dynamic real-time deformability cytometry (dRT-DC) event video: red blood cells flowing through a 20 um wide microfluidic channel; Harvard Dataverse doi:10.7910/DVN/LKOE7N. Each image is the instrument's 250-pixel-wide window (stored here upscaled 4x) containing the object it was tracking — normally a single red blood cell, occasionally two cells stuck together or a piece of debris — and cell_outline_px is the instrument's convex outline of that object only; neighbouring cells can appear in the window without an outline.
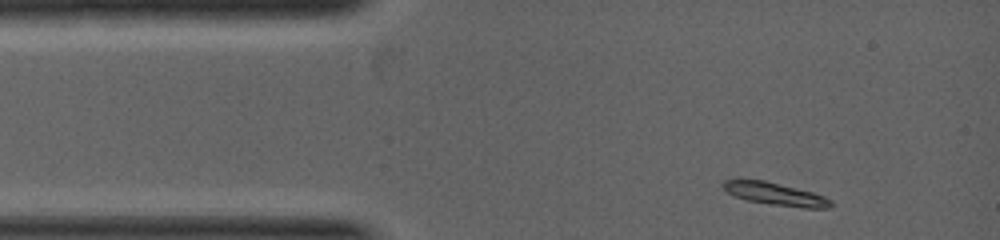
{"species": "common noctule bat (a hibernating species)", "species_latin": "Nyctalus noctula", "temperature_condition": "warm", "stored_images_in_passage": 8, "camera_frame_rate_fps": 5000, "um_per_image_px": 0.085, "animal": {"sex": "female", "body_mass_g": 19.0, "forearm_length_mm": 53.3}, "frame": {"image": 1, "passage_image": 1, "time_ms": 0.0, "image_size_px": [1000, 240], "cell_outline_px": [[832, 204], [828, 208], [804, 208], [772, 204], [748, 200], [736, 196], [728, 192], [720, 184], [724, 180], [764, 180], [812, 192], [824, 196], [832, 200]], "centroid_in_image_um": [65.92, 16.49], "position_along_channel_um": 19.1, "area_um2": 13.87}}
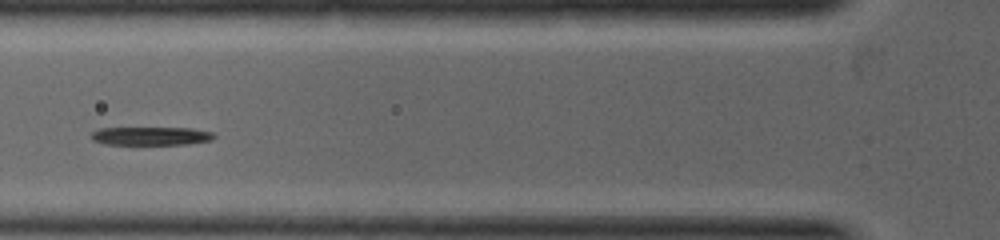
{"frame": {"image": 2, "passage_image": 6, "time_ms": 1.8, "image_size_px": [1000, 240], "cell_outline_px": [[216, 136], [212, 140], [188, 144], [104, 144], [92, 140], [88, 136], [92, 132], [100, 128], [192, 128], [212, 132]], "centroid_in_image_um": [12.81, 11.56], "position_along_channel_um": 113.0, "area_um2": 13.18}}
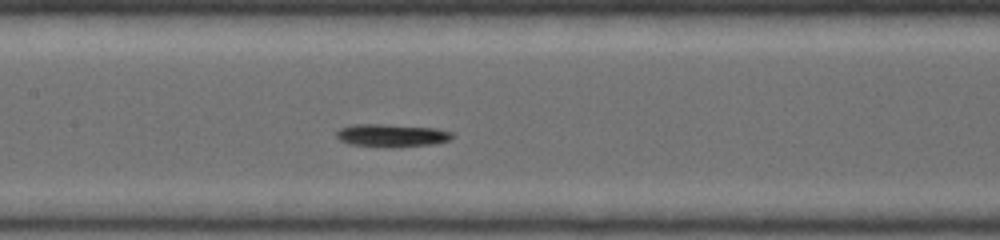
{"frame": {"image": 3, "passage_image": 8, "time_ms": 2.6, "image_size_px": [1000, 240], "cell_outline_px": [[452, 140], [432, 144], [392, 148], [388, 148], [348, 144], [340, 140], [336, 136], [336, 132], [340, 128], [352, 124], [388, 124], [436, 128], [452, 132]], "centroid_in_image_um": [33.28, 11.52], "position_along_channel_um": 174.1, "area_um2": 15.72}}